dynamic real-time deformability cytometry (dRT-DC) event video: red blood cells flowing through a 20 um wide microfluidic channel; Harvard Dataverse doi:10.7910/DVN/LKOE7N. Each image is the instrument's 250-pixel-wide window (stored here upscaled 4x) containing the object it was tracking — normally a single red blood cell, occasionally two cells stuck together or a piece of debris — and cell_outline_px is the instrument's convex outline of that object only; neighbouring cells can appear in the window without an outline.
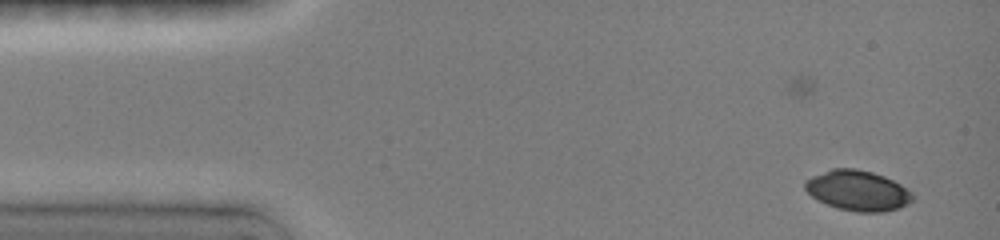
{"species": "common noctule bat (a hibernating species)", "species_latin": "Nyctalus noctula", "temperature_condition": "room temperature", "stored_images_in_passage": 6, "camera_frame_rate_fps": 3000, "um_per_image_px": 0.085, "animal": {"sex": "female", "body_mass_g": 19.0, "forearm_length_mm": 51.5}, "frame": {"image": 1, "passage_image": 1, "time_ms": 0.0, "image_size_px": [1000, 240], "cell_outline_px": [[912, 200], [908, 204], [900, 208], [884, 212], [856, 212], [836, 208], [812, 196], [804, 188], [804, 180], [812, 176], [832, 168], [856, 168], [872, 172], [884, 176], [900, 184], [912, 192]], "centroid_in_image_um": [72.91, 16.2], "position_along_channel_um": 12.1, "area_um2": 25.26}}
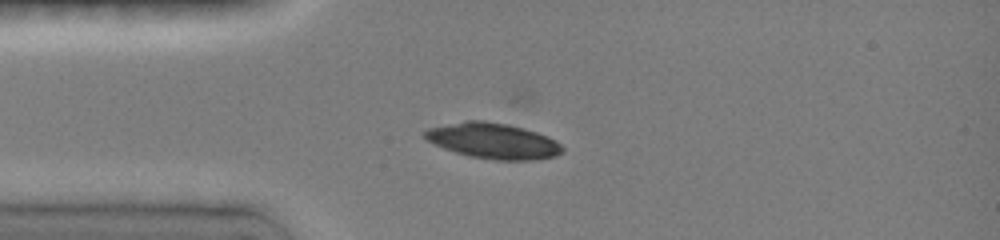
{"frame": {"image": 2, "passage_image": 5, "time_ms": 3.0, "image_size_px": [1000, 240], "cell_outline_px": [[564, 152], [556, 156], [532, 160], [496, 160], [468, 156], [444, 148], [428, 140], [424, 136], [424, 132], [428, 128], [468, 120], [484, 120], [508, 124], [524, 128], [548, 136], [556, 140], [564, 148]], "centroid_in_image_um": [41.97, 11.97], "position_along_channel_um": 43.0, "area_um2": 28.5}}